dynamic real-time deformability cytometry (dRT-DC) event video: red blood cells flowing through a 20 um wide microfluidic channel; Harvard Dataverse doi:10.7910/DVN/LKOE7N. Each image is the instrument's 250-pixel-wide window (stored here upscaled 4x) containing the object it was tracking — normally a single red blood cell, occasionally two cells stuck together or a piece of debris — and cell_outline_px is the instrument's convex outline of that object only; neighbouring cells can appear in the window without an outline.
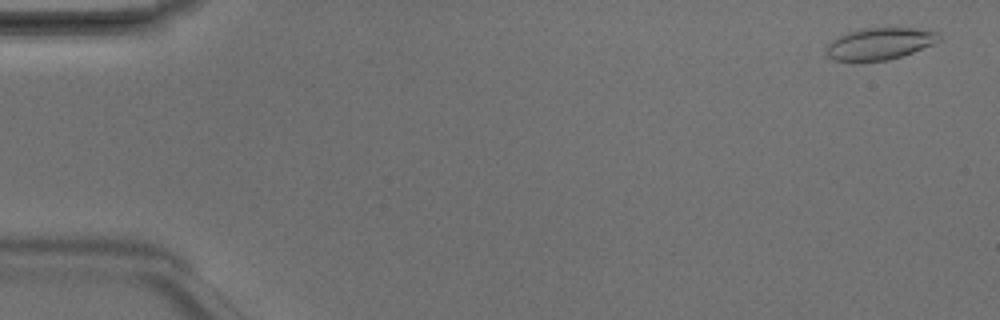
{"species": "Egyptian fruit bat (a non-hibernating species)", "species_latin": "Rousettus aegyptiacus", "temperature_condition": "room temperature", "stored_images_in_passage": 6, "camera_frame_rate_fps": 3000, "um_per_image_px": 0.085, "animal": {"sex": "male"}, "frame": {"image": 1, "passage_image": 1, "time_ms": 0.0, "image_size_px": [1000, 320], "cell_outline_px": [[940, 40], [932, 44], [912, 52], [888, 60], [836, 60], [828, 56], [828, 44], [832, 40], [848, 32], [864, 28], [916, 28], [936, 32], [940, 36]], "centroid_in_image_um": [74.8, 3.69], "position_along_channel_um": 10.2, "area_um2": 20.29}}